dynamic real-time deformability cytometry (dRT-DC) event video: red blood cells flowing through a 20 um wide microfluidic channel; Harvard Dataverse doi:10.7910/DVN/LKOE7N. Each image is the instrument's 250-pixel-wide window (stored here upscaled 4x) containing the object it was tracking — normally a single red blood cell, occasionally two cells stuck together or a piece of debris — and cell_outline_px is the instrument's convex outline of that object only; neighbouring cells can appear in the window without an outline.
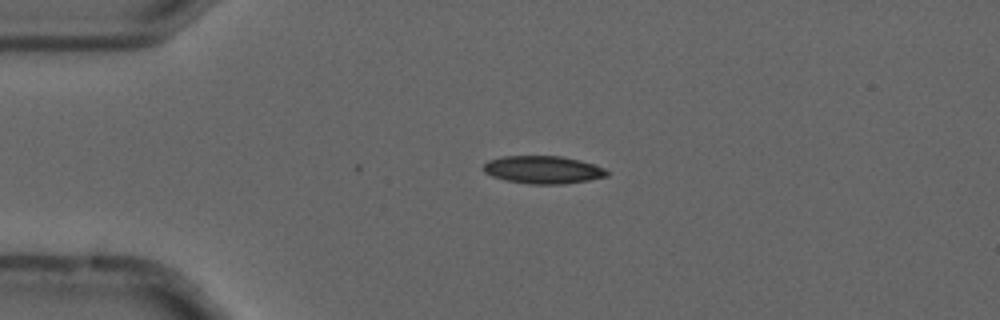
{"species": "common noctule bat (a hibernating species)", "species_latin": "Nyctalus noctula", "temperature_condition": "cold", "stored_images_in_passage": 5, "camera_frame_rate_fps": 3000, "um_per_image_px": 0.085, "animal": {"sex": "male", "forearm_length_mm": 52.5}, "frame": {"image": 1, "passage_image": 4, "time_ms": 1.0, "image_size_px": [1000, 320], "cell_outline_px": [[608, 176], [588, 180], [564, 184], [528, 184], [508, 180], [492, 176], [484, 172], [484, 164], [488, 160], [504, 156], [560, 156], [580, 160], [596, 164], [604, 168], [608, 172]], "centroid_in_image_um": [46.18, 14.42], "position_along_channel_um": 38.8, "area_um2": 19.94}}